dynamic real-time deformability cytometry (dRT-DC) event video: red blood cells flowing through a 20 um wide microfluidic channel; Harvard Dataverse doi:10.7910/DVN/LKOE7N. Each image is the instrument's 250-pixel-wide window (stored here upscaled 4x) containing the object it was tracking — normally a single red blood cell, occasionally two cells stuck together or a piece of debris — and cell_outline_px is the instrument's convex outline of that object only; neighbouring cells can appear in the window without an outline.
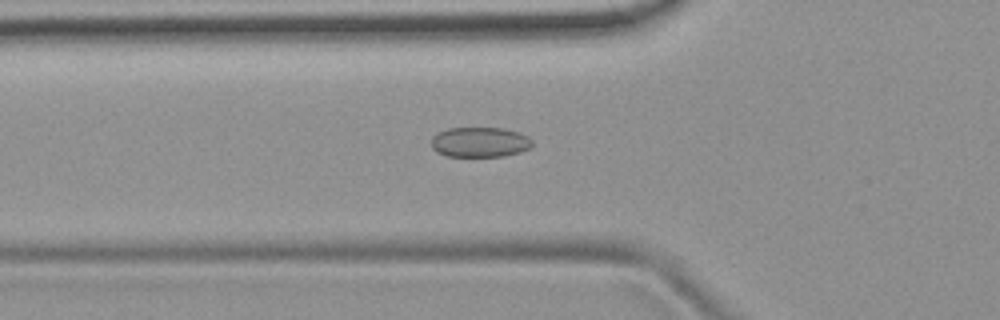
{"species": "common noctule bat (a hibernating species)", "species_latin": "Nyctalus noctula", "temperature_condition": "room temperature", "stored_images_in_passage": 52, "camera_frame_rate_fps": 3000, "um_per_image_px": 0.085, "animal": {"sex": "female", "body_mass_g": 19.9}, "frame": {"image": 1, "passage_image": 18, "time_ms": 5.667, "image_size_px": [1000, 320], "cell_outline_px": [[532, 148], [520, 152], [504, 156], [448, 156], [436, 152], [432, 148], [432, 136], [448, 128], [504, 128], [520, 132], [528, 136], [532, 140]], "centroid_in_image_um": [40.82, 12.08], "position_along_channel_um": 85.0, "area_um2": 17.8}}
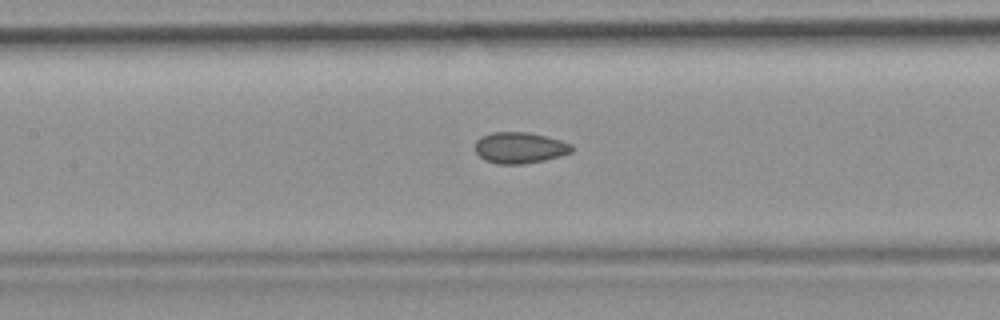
{"frame": {"image": 2, "passage_image": 24, "time_ms": 7.667, "image_size_px": [1000, 320], "cell_outline_px": [[572, 152], [560, 156], [544, 160], [524, 164], [496, 164], [484, 160], [476, 152], [476, 140], [480, 136], [492, 132], [528, 132], [560, 140], [572, 144]], "centroid_in_image_um": [44.16, 12.56], "position_along_channel_um": 163.2, "area_um2": 17.57}}
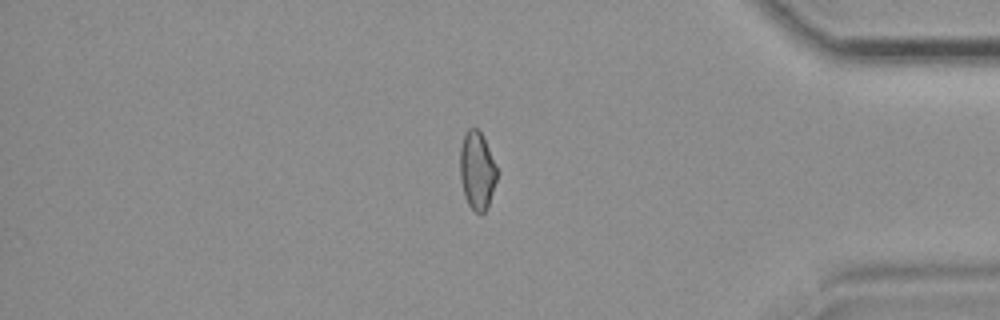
{"frame": {"image": 3, "passage_image": 44, "time_ms": 14.333, "image_size_px": [1000, 320], "cell_outline_px": [[500, 172], [488, 208], [480, 216], [468, 204], [464, 196], [460, 180], [460, 148], [464, 136], [468, 128], [476, 128], [484, 136]], "centroid_in_image_um": [40.59, 14.52], "position_along_channel_um": 394.6, "area_um2": 17.4}, "authors_computed_cell_mechanics": {"area_um2": 17.6001, "velocity_mm_per_s": 3.8831, "shape_relaxation_time_tau1_ms": null, "shape_relaxation_time_tau2_ms": 1.7694, "deformation_change_tau1": null, "deformation_change_tau2": 0.0761}}